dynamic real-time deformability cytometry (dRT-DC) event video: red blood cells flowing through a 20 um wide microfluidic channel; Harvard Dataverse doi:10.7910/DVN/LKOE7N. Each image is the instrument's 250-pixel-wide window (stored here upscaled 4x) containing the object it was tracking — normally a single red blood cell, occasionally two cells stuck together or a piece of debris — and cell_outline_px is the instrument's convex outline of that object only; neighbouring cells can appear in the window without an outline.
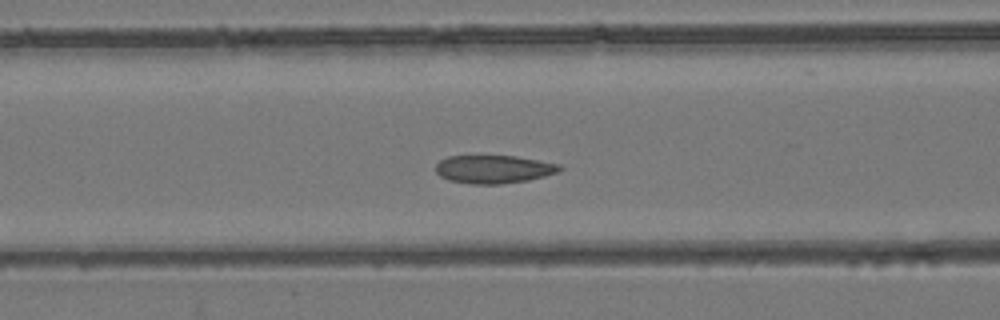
{"species": "common noctule bat (a hibernating species)", "species_latin": "Nyctalus noctula", "temperature_condition": "room temperature", "stored_images_in_passage": 46, "camera_frame_rate_fps": 3000, "um_per_image_px": 0.085, "animal": {"sex": "female", "body_mass_g": 24.6, "forearm_length_mm": 56.2}, "frame": {"image": 1, "passage_image": 15, "time_ms": 4.667, "image_size_px": [1000, 320], "cell_outline_px": [[564, 168], [560, 172], [528, 180], [500, 184], [472, 184], [448, 180], [440, 176], [436, 172], [436, 164], [440, 160], [448, 156], [516, 156], [560, 164]], "centroid_in_image_um": [41.98, 14.38], "position_along_channel_um": 124.6, "area_um2": 20.4}}
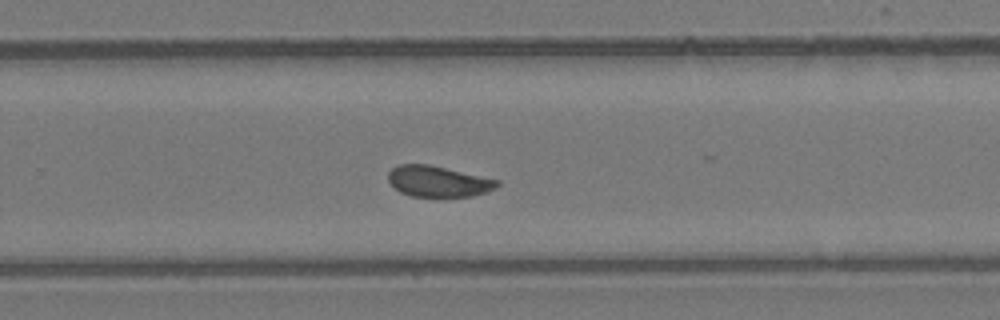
{"frame": {"image": 2, "passage_image": 28, "time_ms": 9.0, "image_size_px": [1000, 320], "cell_outline_px": [[500, 184], [496, 188], [472, 196], [412, 196], [400, 192], [388, 180], [388, 172], [396, 164], [428, 164], [500, 180]], "centroid_in_image_um": [37.24, 15.4], "position_along_channel_um": 292.6, "area_um2": 19.48}}
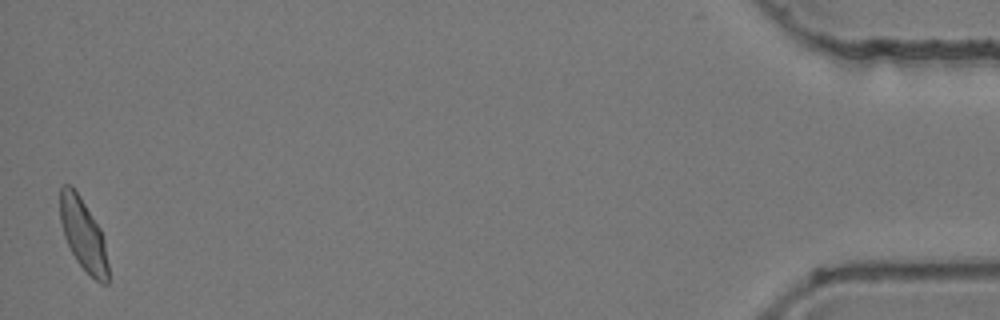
{"frame": {"image": 3, "passage_image": 46, "time_ms": 15.0, "image_size_px": [1000, 320], "cell_outline_px": [[108, 284], [100, 284], [76, 260], [64, 236], [60, 220], [60, 188], [64, 184], [68, 184], [80, 196], [100, 228], [104, 240], [108, 264]], "centroid_in_image_um": [7.08, 19.94], "position_along_channel_um": 428.1, "area_um2": 19.83}, "authors_computed_cell_mechanics": {"area_um2": 20.519, "velocity_mm_per_s": 3.8798, "shape_relaxation_time_tau1_ms": 6.3457, "shape_relaxation_time_tau2_ms": 1.0446, "deformation_change_tau1": 0.1216, "deformation_change_tau2": 0.0527}}